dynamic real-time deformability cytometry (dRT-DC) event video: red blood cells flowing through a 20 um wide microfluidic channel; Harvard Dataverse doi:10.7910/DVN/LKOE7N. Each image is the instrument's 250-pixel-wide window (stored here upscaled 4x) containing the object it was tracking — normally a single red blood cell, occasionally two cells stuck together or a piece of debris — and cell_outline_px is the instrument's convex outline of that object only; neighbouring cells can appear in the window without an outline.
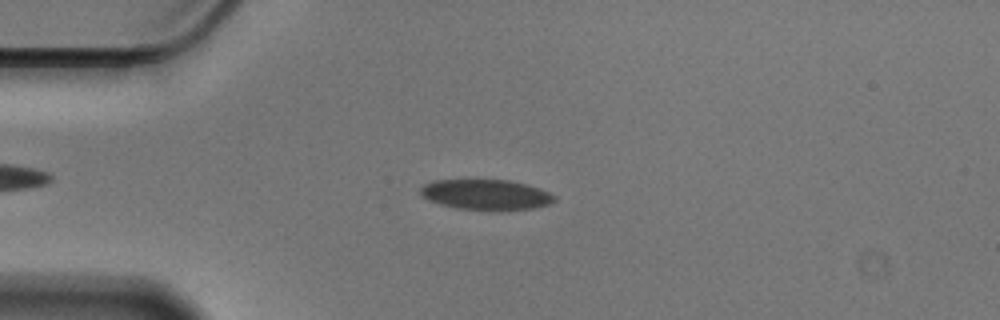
{"species": "Egyptian fruit bat (a non-hibernating species)", "species_latin": "Rousettus aegyptiacus", "temperature_condition": "cold", "stored_images_in_passage": 51, "camera_frame_rate_fps": 3000, "um_per_image_px": 0.085, "animal": {"sex": "male"}, "frame": {"image": 1, "passage_image": 13, "time_ms": 4.0, "image_size_px": [1000, 320], "cell_outline_px": [[556, 200], [548, 204], [532, 208], [456, 208], [440, 204], [428, 200], [420, 192], [420, 188], [424, 184], [432, 180], [508, 180], [524, 184], [548, 192], [556, 196]], "centroid_in_image_um": [41.25, 16.51], "position_along_channel_um": 43.8, "area_um2": 22.77}}
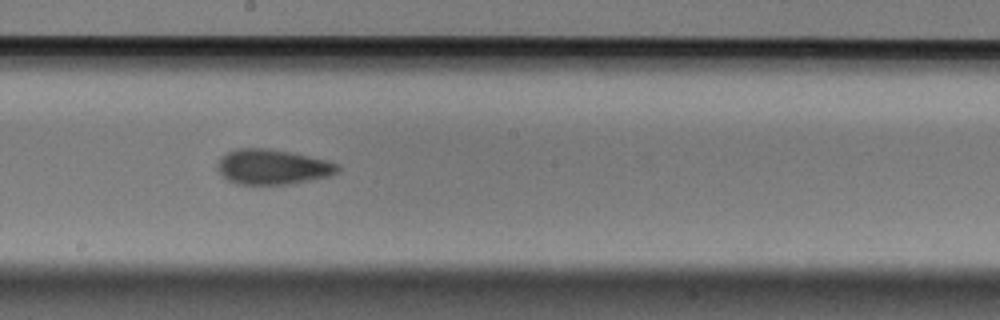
{"frame": {"image": 2, "passage_image": 30, "time_ms": 9.667, "image_size_px": [1000, 320], "cell_outline_px": [[340, 172], [328, 176], [288, 184], [236, 184], [228, 180], [220, 172], [216, 164], [220, 156], [236, 148], [268, 148], [292, 152], [328, 160], [340, 164]], "centroid_in_image_um": [23.18, 14.17], "position_along_channel_um": 225.0, "area_um2": 24.74}}
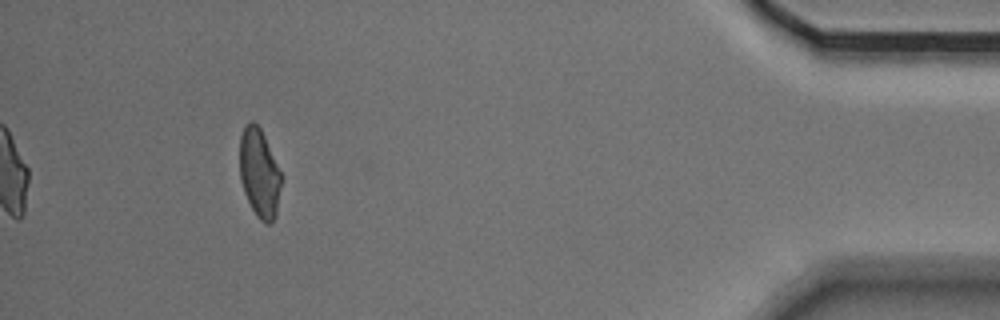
{"frame": {"image": 3, "passage_image": 51, "time_ms": 16.667, "image_size_px": [1000, 320], "cell_outline_px": [[280, 184], [276, 216], [272, 224], [264, 224], [256, 216], [244, 192], [240, 180], [240, 136], [244, 124], [248, 120], [252, 120], [260, 128], [264, 136], [280, 172]], "centroid_in_image_um": [22.01, 14.72], "position_along_channel_um": 413.2, "area_um2": 21.33}, "authors_computed_cell_mechanics": {"area_um2": 23.987, "velocity_mm_per_s": 3.5481, "shape_relaxation_time_tau1_ms": 3.8746, "shape_relaxation_time_tau2_ms": 3.2231, "deformation_change_tau1": 0.1085, "deformation_change_tau2": 0.1061}}